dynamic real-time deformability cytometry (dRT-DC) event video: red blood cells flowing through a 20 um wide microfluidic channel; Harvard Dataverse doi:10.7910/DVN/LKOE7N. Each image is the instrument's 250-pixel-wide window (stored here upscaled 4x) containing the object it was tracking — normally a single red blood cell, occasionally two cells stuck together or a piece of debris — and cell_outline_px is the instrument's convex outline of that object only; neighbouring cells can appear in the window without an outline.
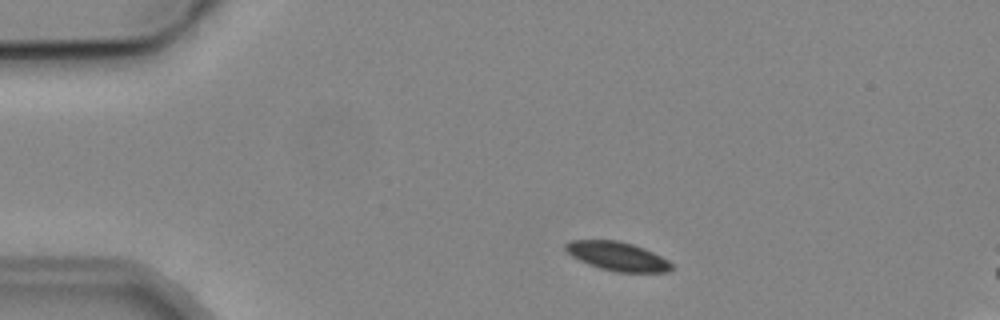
{"species": "common noctule bat (a hibernating species)", "species_latin": "Nyctalus noctula", "temperature_condition": "cold", "stored_images_in_passage": 5, "camera_frame_rate_fps": 3000, "um_per_image_px": 0.085, "animal": {"sex": "male", "body_mass_g": 19.2, "forearm_length_mm": 51.8}, "frame": {"image": 1, "passage_image": 1, "time_ms": 0.0, "image_size_px": [1000, 320], "cell_outline_px": [[672, 268], [668, 272], [616, 272], [600, 268], [588, 264], [572, 256], [564, 248], [564, 244], [572, 240], [616, 240], [632, 244], [644, 248], [668, 260], [672, 264]], "centroid_in_image_um": [52.47, 21.78], "position_along_channel_um": 32.5, "area_um2": 17.69}}